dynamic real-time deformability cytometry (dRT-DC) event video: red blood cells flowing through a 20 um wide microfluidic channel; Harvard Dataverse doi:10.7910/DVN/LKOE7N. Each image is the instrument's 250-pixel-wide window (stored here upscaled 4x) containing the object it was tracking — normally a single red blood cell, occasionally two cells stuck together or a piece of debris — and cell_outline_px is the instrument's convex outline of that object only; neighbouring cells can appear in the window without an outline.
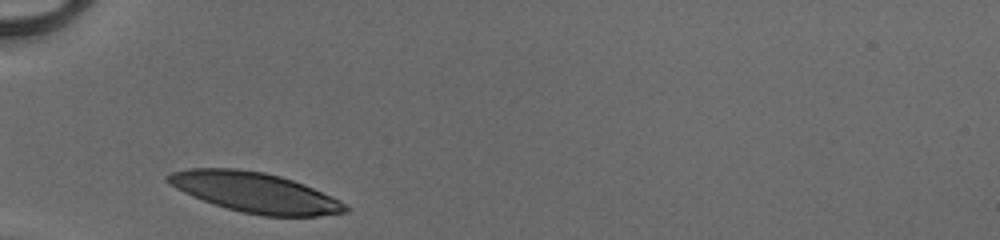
{"species": "human", "species_latin": "Homo sapiens", "temperature_condition": "cold", "stored_images_in_passage": 26, "camera_frame_rate_fps": 3000, "um_per_image_px": 0.085, "donor": {"sex": "male"}, "frame": {"image": 1, "passage_image": 1, "time_ms": 0.0, "image_size_px": [1000, 240], "cell_outline_px": [[352, 208], [348, 212], [316, 216], [264, 216], [240, 212], [192, 196], [176, 188], [164, 180], [164, 176], [172, 172], [188, 168], [236, 168], [264, 172], [280, 176], [304, 184], [332, 196], [340, 200]], "centroid_in_image_um": [21.69, 16.35], "position_along_channel_um": 63.3, "area_um2": 41.44}}
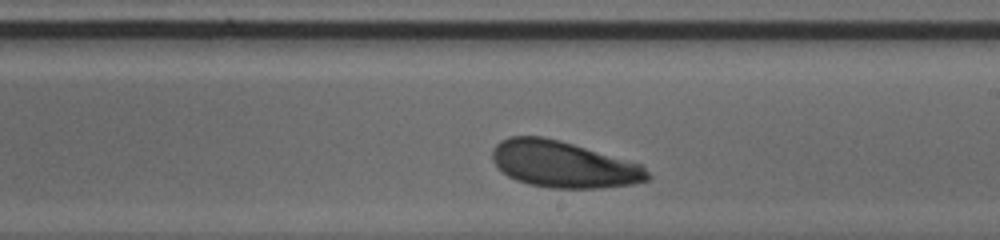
{"frame": {"image": 2, "passage_image": 15, "time_ms": 4.667, "image_size_px": [1000, 240], "cell_outline_px": [[652, 176], [648, 180], [632, 184], [600, 188], [552, 188], [528, 184], [516, 180], [508, 176], [492, 160], [492, 148], [500, 140], [508, 136], [544, 136], [560, 140], [640, 164]], "centroid_in_image_um": [47.86, 13.96], "position_along_channel_um": 241.1, "area_um2": 41.91}}
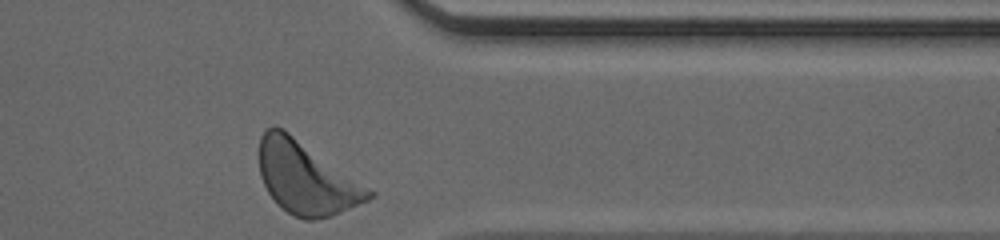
{"frame": {"image": 3, "passage_image": 26, "time_ms": 8.333, "image_size_px": [1000, 240], "cell_outline_px": [[376, 196], [368, 200], [340, 212], [328, 216], [312, 220], [304, 220], [288, 212], [268, 192], [260, 176], [260, 136], [272, 124], [284, 128], [376, 192]], "centroid_in_image_um": [26.04, 15.1], "position_along_channel_um": 385.4, "area_um2": 45.84}, "authors_computed_cell_mechanics": {"area_um2": 42.1362, "velocity_mm_per_s": 4.0402, "shape_relaxation_time_tau1_ms": 2.0673, "shape_relaxation_time_tau2_ms": null, "deformation_change_tau1": 0.1162, "deformation_change_tau2": null}}